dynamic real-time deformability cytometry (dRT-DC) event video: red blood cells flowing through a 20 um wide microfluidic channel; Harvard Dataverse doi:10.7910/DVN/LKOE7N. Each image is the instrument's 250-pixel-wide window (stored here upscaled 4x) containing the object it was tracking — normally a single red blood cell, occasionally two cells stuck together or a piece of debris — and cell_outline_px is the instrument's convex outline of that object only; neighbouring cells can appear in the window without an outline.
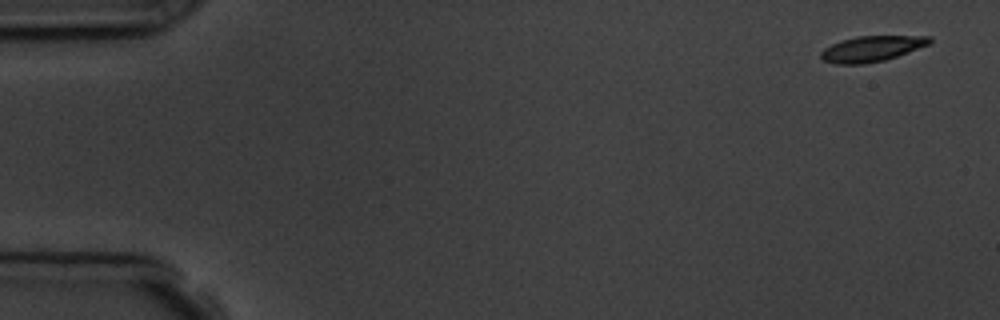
{"species": "common noctule bat (a hibernating species)", "species_latin": "Nyctalus noctula", "temperature_condition": "room temperature", "stored_images_in_passage": 5, "segment_of_instrument_passage": [1, 2], "camera_frame_rate_fps": 3000, "um_per_image_px": 0.085, "animal": {"sex": "male", "body_mass_g": 19.5, "forearm_length_mm": 54.6}, "frame": {"image": 1, "passage_image": 1, "time_ms": 0.0, "image_size_px": [1000, 320], "cell_outline_px": [[932, 40], [928, 44], [896, 56], [884, 60], [864, 64], [836, 64], [824, 60], [820, 56], [820, 52], [824, 48], [832, 44], [856, 36], [932, 36]], "centroid_in_image_um": [74.07, 4.14], "position_along_channel_um": 10.9, "area_um2": 15.95}}
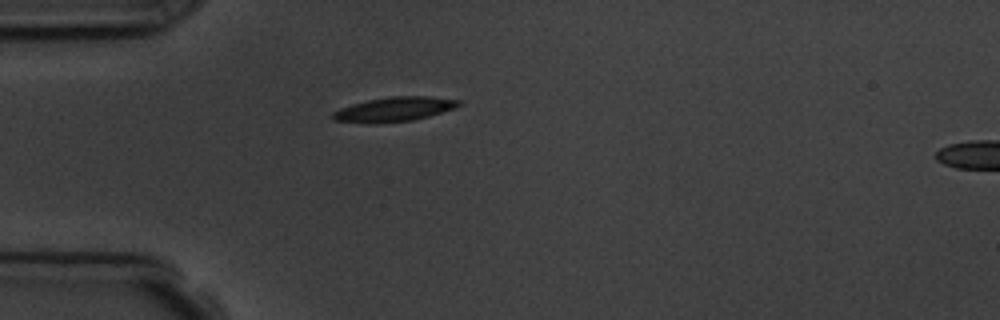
{"frame": {"image": 2, "passage_image": 4, "time_ms": 4.333, "image_size_px": [1000, 320], "cell_outline_px": [[464, 104], [456, 108], [428, 116], [412, 120], [376, 124], [372, 124], [332, 120], [332, 112], [340, 108], [352, 104], [368, 100], [392, 96], [428, 96], [460, 100]], "centroid_in_image_um": [33.52, 9.29], "position_along_channel_um": 51.5, "area_um2": 18.09}}